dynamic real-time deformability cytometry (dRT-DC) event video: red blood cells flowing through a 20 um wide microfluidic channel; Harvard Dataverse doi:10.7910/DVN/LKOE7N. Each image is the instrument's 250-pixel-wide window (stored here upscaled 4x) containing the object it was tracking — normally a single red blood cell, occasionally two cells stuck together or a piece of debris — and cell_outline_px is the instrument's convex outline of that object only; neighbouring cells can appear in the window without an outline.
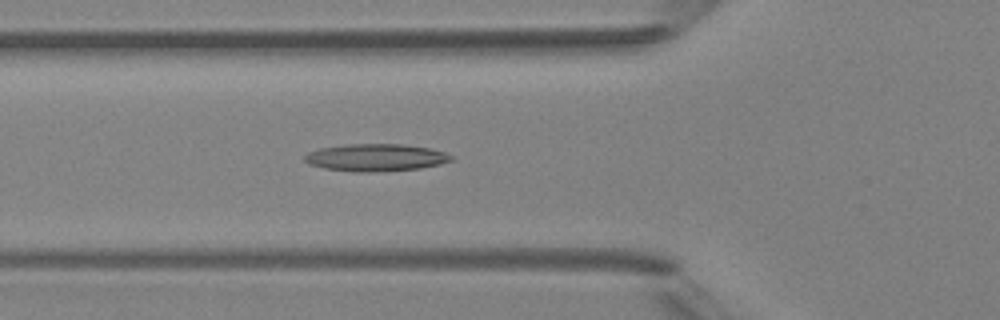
{"species": "Egyptian fruit bat (a non-hibernating species)", "species_latin": "Rousettus aegyptiacus", "temperature_condition": "room temperature", "stored_images_in_passage": 43, "camera_frame_rate_fps": 3000, "um_per_image_px": 0.085, "animal": {"sex": "female"}, "frame": {"image": 1, "passage_image": 13, "time_ms": 4.0, "image_size_px": [1000, 320], "cell_outline_px": [[452, 160], [440, 164], [420, 168], [368, 172], [352, 172], [324, 168], [308, 164], [304, 160], [304, 156], [308, 152], [320, 148], [348, 144], [400, 144], [428, 148], [444, 152], [452, 156]], "centroid_in_image_um": [31.89, 13.39], "position_along_channel_um": 93.9, "area_um2": 23.18}}
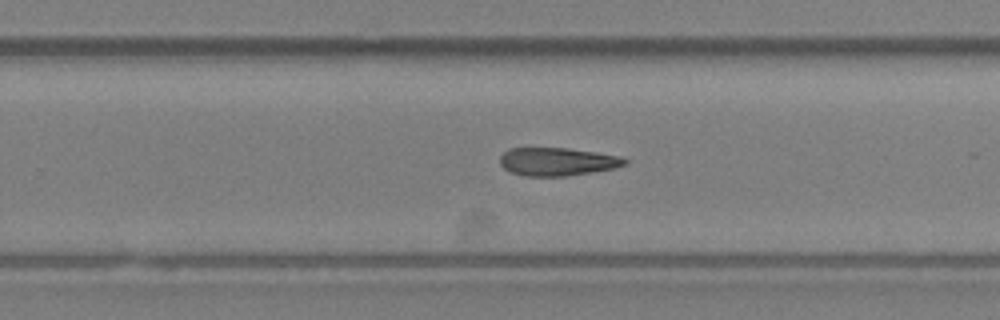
{"frame": {"image": 2, "passage_image": 26, "time_ms": 8.333, "image_size_px": [1000, 320], "cell_outline_px": [[628, 164], [612, 168], [564, 176], [524, 176], [512, 172], [504, 168], [500, 164], [500, 156], [508, 148], [568, 148], [596, 152], [616, 156], [628, 160]], "centroid_in_image_um": [47.32, 13.73], "position_along_channel_um": 282.5, "area_um2": 20.17}}
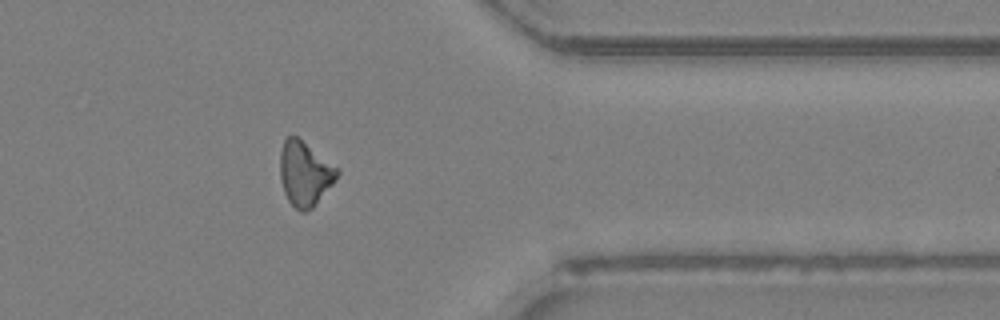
{"frame": {"image": 3, "passage_image": 34, "time_ms": 11.0, "image_size_px": [1000, 320], "cell_outline_px": [[340, 172], [336, 180], [312, 208], [304, 212], [300, 212], [288, 200], [284, 192], [280, 180], [280, 152], [284, 140], [288, 136], [296, 136], [340, 168]], "centroid_in_image_um": [25.92, 14.75], "position_along_channel_um": 385.5, "area_um2": 21.5}}